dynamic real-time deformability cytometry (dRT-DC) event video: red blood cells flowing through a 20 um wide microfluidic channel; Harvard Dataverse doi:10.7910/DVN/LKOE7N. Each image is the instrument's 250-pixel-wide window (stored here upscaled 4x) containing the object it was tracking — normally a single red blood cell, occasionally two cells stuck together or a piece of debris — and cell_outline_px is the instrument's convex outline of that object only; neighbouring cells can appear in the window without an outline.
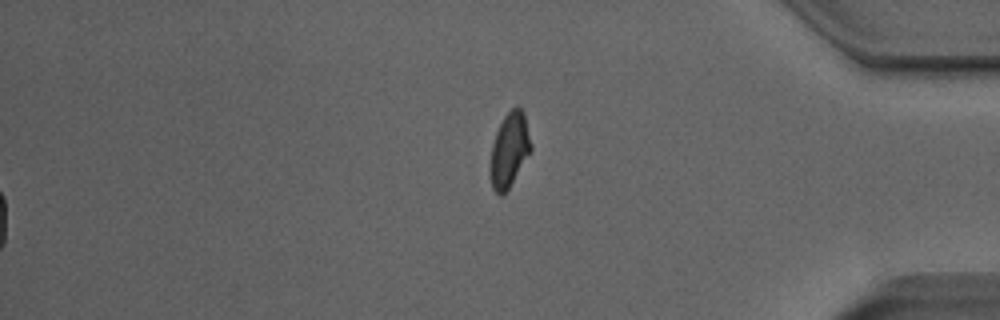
{"species": "Egyptian fruit bat (a non-hibernating species)", "species_latin": "Rousettus aegyptiacus", "temperature_condition": "room temperature", "stored_images_in_passage": 52, "segment_of_instrument_passage": [2, 2], "camera_frame_rate_fps": 3000, "um_per_image_px": 0.085, "animal": {"sex": "male"}, "frame": {"image": 1, "passage_image": 52, "time_ms": 17.0, "image_size_px": [1000, 320], "cell_outline_px": [[532, 148], [508, 188], [500, 196], [492, 188], [488, 168], [492, 144], [496, 132], [504, 116], [516, 104], [524, 112], [532, 144]], "centroid_in_image_um": [43.27, 12.71], "position_along_channel_um": 391.9, "area_um2": 17.63}}